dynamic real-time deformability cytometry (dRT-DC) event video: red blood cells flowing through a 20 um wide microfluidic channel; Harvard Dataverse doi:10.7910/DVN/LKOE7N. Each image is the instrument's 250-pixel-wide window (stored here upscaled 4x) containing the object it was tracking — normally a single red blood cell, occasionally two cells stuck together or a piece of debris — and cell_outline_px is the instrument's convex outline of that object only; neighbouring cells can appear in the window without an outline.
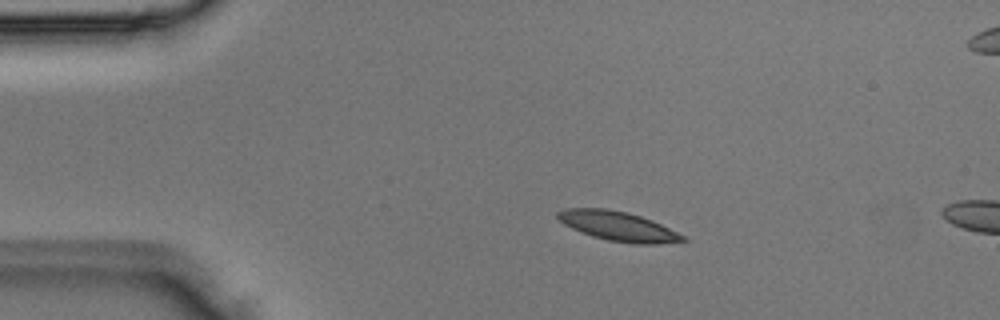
{"species": "Egyptian fruit bat (a non-hibernating species)", "species_latin": "Rousettus aegyptiacus", "temperature_condition": "room temperature", "stored_images_in_passage": 3, "camera_frame_rate_fps": 3000, "um_per_image_px": 0.085, "animal": {"sex": "male"}, "frame": {"image": 1, "passage_image": 2, "time_ms": 0.333, "image_size_px": [1000, 320], "cell_outline_px": [[688, 240], [656, 244], [632, 244], [608, 240], [592, 236], [580, 232], [564, 224], [556, 216], [556, 212], [564, 208], [608, 208], [628, 212], [652, 220], [684, 236]], "centroid_in_image_um": [52.5, 19.22], "position_along_channel_um": 32.5, "area_um2": 21.44}}